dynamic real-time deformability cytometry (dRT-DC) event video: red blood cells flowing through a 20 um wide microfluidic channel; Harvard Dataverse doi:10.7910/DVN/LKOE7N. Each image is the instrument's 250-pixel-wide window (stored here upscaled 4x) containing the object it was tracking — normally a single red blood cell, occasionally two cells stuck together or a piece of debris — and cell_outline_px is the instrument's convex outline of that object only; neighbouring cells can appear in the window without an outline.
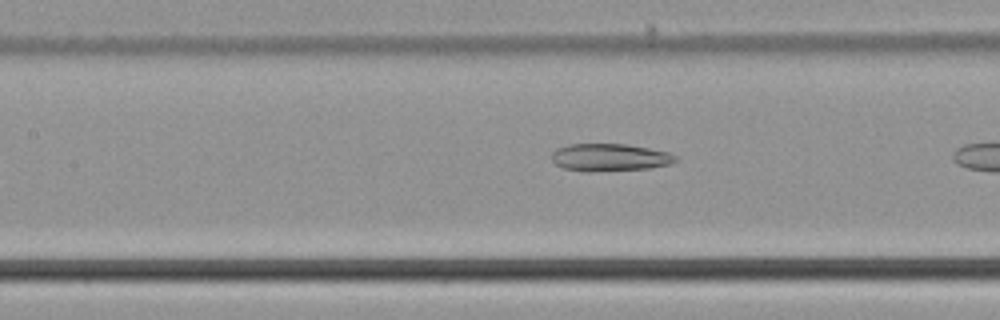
{"species": "common noctule bat (a hibernating species)", "species_latin": "Nyctalus noctula", "temperature_condition": "cold", "stored_images_in_passage": 10, "camera_frame_rate_fps": 3000, "um_per_image_px": 0.085, "animal": {"sex": "male", "body_mass_g": 21.5, "forearm_length_mm": 52.0}, "frame": {"image": 1, "passage_image": 9, "time_ms": 2.667, "image_size_px": [1000, 320], "cell_outline_px": [[676, 160], [672, 164], [648, 168], [588, 172], [584, 172], [564, 168], [556, 164], [552, 160], [552, 152], [556, 148], [568, 144], [624, 144], [648, 148], [668, 152], [676, 156]], "centroid_in_image_um": [51.8, 13.38], "position_along_channel_um": 155.6, "area_um2": 19.83}}